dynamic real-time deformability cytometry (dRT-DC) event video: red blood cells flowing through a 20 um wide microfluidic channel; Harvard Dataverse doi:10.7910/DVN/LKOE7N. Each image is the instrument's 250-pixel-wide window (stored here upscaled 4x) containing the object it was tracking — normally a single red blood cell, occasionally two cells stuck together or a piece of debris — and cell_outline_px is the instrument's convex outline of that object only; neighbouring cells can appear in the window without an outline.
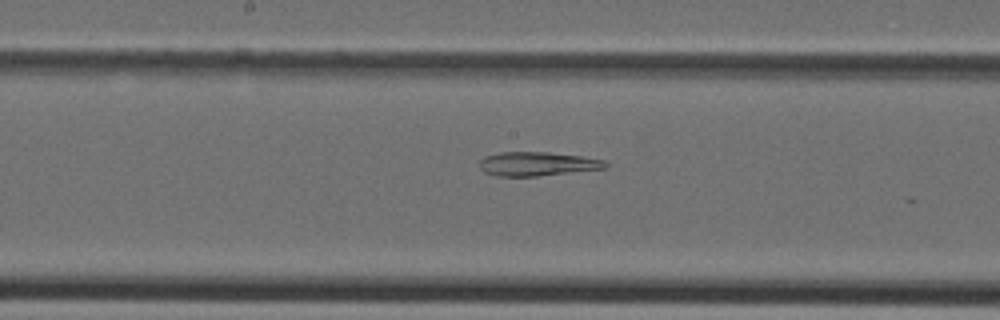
{"species": "Egyptian fruit bat (a non-hibernating species)", "species_latin": "Rousettus aegyptiacus", "temperature_condition": "cold", "stored_images_in_passage": 39, "camera_frame_rate_fps": 3000, "um_per_image_px": 0.085, "animal": {"sex": "female"}, "frame": {"image": 1, "passage_image": 20, "time_ms": 6.333, "image_size_px": [1000, 320], "cell_outline_px": [[608, 168], [536, 176], [496, 176], [484, 172], [480, 168], [480, 160], [484, 156], [500, 152], [548, 152], [580, 156], [604, 160], [608, 164]], "centroid_in_image_um": [45.66, 13.93], "position_along_channel_um": 202.5, "area_um2": 17.57}}
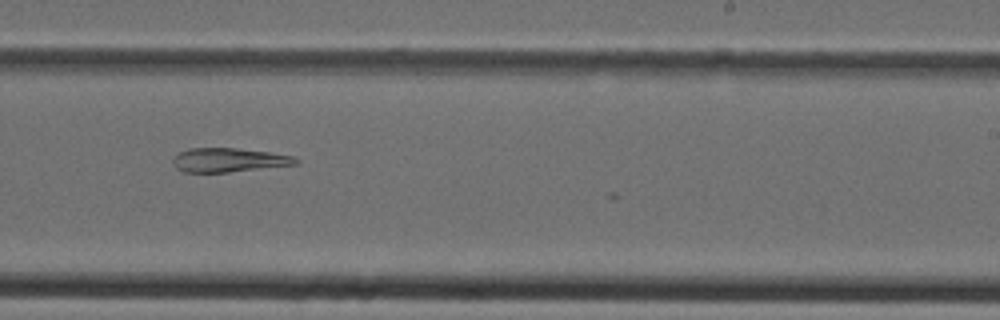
{"frame": {"image": 2, "passage_image": 24, "time_ms": 7.667, "image_size_px": [1000, 320], "cell_outline_px": [[300, 164], [228, 172], [184, 172], [176, 168], [172, 160], [180, 152], [188, 148], [236, 148], [268, 152], [292, 156], [300, 160]], "centroid_in_image_um": [19.46, 13.6], "position_along_channel_um": 269.5, "area_um2": 17.11}}
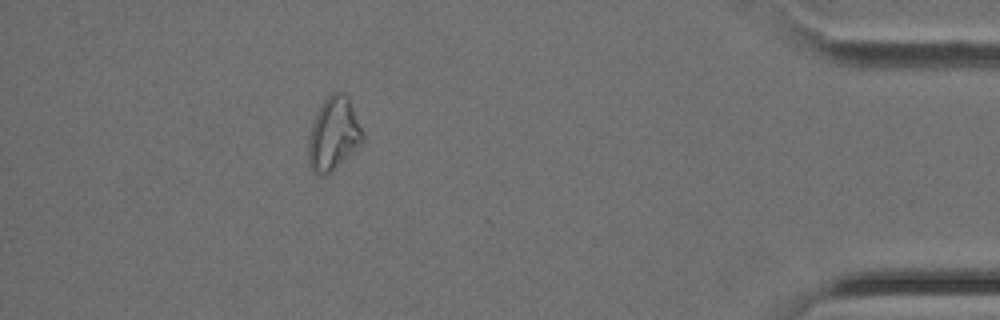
{"frame": {"image": 3, "passage_image": 35, "time_ms": 11.333, "image_size_px": [1000, 320], "cell_outline_px": [[364, 144], [324, 176], [316, 176], [312, 172], [308, 160], [308, 140], [312, 124], [324, 100], [332, 92], [340, 92], [348, 96], [364, 132]], "centroid_in_image_um": [28.37, 11.42], "position_along_channel_um": 406.8, "area_um2": 23.24}}